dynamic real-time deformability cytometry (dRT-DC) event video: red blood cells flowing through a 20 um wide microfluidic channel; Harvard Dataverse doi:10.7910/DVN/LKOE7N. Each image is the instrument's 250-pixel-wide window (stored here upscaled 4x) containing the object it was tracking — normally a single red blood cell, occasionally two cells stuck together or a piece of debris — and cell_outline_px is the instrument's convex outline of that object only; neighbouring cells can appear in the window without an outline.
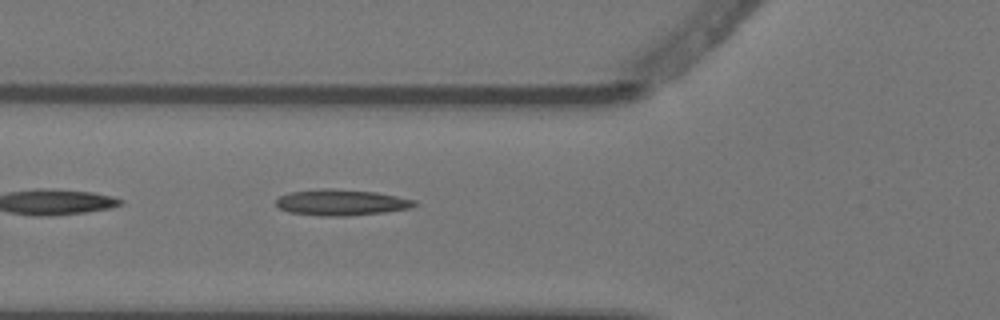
{"species": "Egyptian fruit bat (a non-hibernating species)", "species_latin": "Rousettus aegyptiacus", "temperature_condition": "warm", "stored_images_in_passage": 5, "camera_frame_rate_fps": 3000, "um_per_image_px": 0.085, "animal": {"sex": "female"}, "frame": {"image": 1, "passage_image": 5, "time_ms": 1.333, "image_size_px": [1000, 320], "cell_outline_px": [[416, 204], [408, 208], [384, 212], [348, 216], [320, 216], [288, 212], [280, 208], [276, 204], [276, 200], [280, 196], [292, 192], [328, 188], [332, 188], [376, 192], [416, 200]], "centroid_in_image_um": [28.99, 17.21], "position_along_channel_um": 96.8, "area_um2": 20.81}}